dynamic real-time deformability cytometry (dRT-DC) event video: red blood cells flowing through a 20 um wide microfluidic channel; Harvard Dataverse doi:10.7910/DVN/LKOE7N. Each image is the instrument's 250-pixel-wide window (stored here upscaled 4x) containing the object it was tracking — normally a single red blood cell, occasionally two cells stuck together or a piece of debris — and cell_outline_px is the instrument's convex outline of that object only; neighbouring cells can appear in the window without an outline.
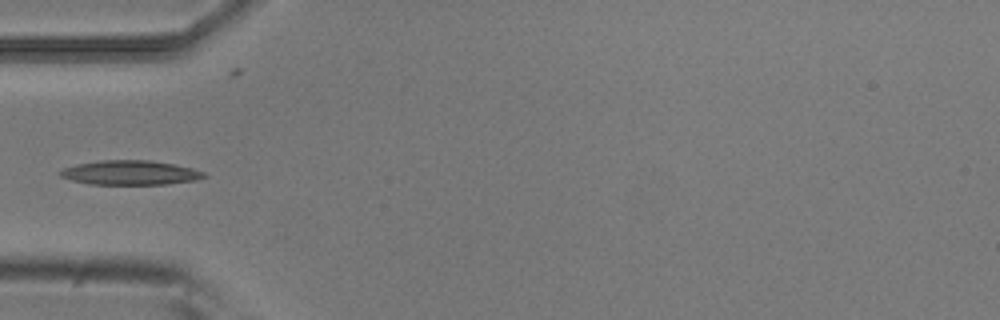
{"species": "common noctule bat (a hibernating species)", "species_latin": "Nyctalus noctula", "temperature_condition": "room temperature", "stored_images_in_passage": 6, "camera_frame_rate_fps": 3000, "um_per_image_px": 0.085, "animal": {"sex": "male", "body_mass_g": 20.5, "forearm_length_mm": 52.5}, "frame": {"image": 1, "passage_image": 5, "time_ms": 1.333, "image_size_px": [1000, 320], "cell_outline_px": [[208, 176], [196, 180], [168, 184], [88, 184], [72, 180], [60, 176], [56, 172], [64, 168], [76, 164], [100, 160], [148, 160], [176, 164], [192, 168], [204, 172]], "centroid_in_image_um": [11.07, 14.67], "position_along_channel_um": 73.9, "area_um2": 20.58}}